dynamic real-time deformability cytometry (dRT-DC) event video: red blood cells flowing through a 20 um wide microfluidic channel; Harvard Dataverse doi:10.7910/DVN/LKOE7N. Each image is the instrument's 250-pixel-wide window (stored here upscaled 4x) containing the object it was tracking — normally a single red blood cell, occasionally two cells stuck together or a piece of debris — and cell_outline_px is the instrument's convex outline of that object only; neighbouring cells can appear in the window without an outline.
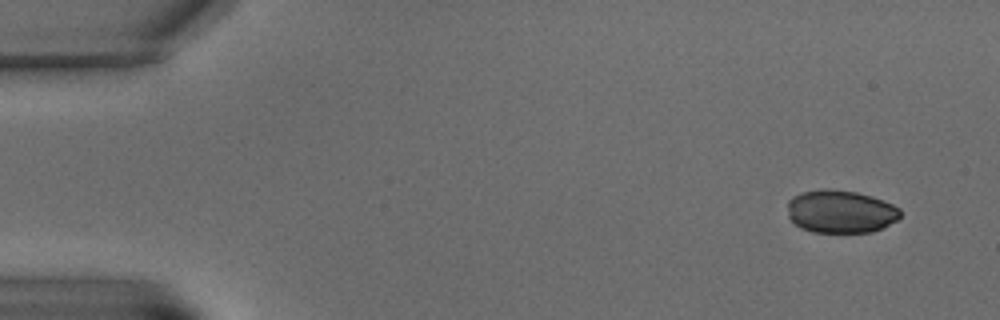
{"species": "common noctule bat (a hibernating species)", "species_latin": "Nyctalus noctula", "temperature_condition": "warm", "stored_images_in_passage": 6, "camera_frame_rate_fps": 3000, "um_per_image_px": 0.085, "animal": {"sex": "male", "body_mass_g": 15.6}, "frame": {"image": 1, "passage_image": 1, "time_ms": 0.0, "image_size_px": [1000, 320], "cell_outline_px": [[900, 216], [896, 220], [884, 228], [872, 232], [812, 232], [800, 228], [788, 216], [788, 200], [792, 196], [800, 192], [824, 188], [828, 188], [856, 192], [872, 196], [884, 200], [900, 208]], "centroid_in_image_um": [71.44, 17.97], "position_along_channel_um": 13.6, "area_um2": 28.5}}
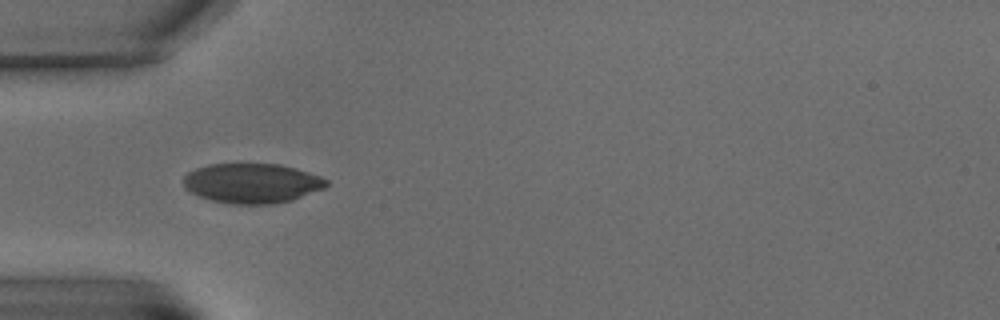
{"frame": {"image": 2, "passage_image": 5, "time_ms": 6.0, "image_size_px": [1000, 320], "cell_outline_px": [[328, 184], [324, 188], [292, 200], [276, 204], [232, 204], [212, 200], [188, 192], [184, 188], [184, 176], [188, 172], [196, 168], [208, 164], [280, 164], [296, 168], [320, 176], [328, 180]], "centroid_in_image_um": [21.41, 15.57], "position_along_channel_um": 63.6, "area_um2": 33.23}}
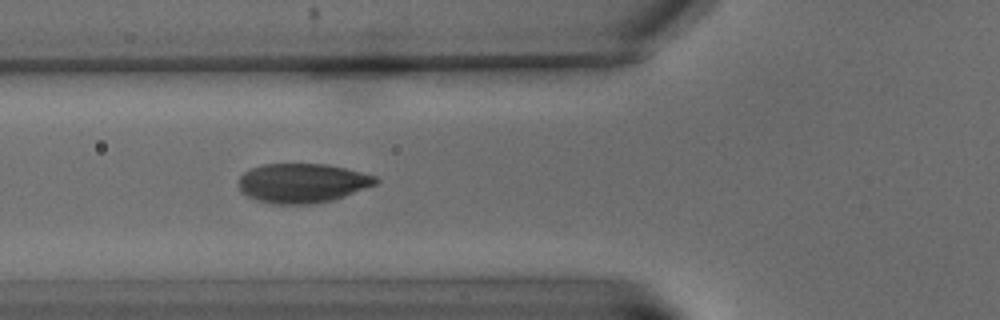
{"frame": {"image": 3, "passage_image": 6, "time_ms": 7.333, "image_size_px": [1000, 320], "cell_outline_px": [[380, 180], [376, 184], [344, 196], [332, 200], [312, 204], [272, 204], [256, 200], [240, 192], [240, 176], [244, 172], [252, 168], [264, 164], [324, 164], [344, 168], [376, 176]], "centroid_in_image_um": [25.69, 15.57], "position_along_channel_um": 100.1, "area_um2": 31.27}}